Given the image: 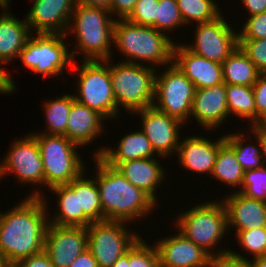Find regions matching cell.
<instances>
[{
  "mask_svg": "<svg viewBox=\"0 0 266 267\" xmlns=\"http://www.w3.org/2000/svg\"><path fill=\"white\" fill-rule=\"evenodd\" d=\"M36 190L7 212H0V256L9 267L44 251L49 212L45 192Z\"/></svg>",
  "mask_w": 266,
  "mask_h": 267,
  "instance_id": "1",
  "label": "cell"
},
{
  "mask_svg": "<svg viewBox=\"0 0 266 267\" xmlns=\"http://www.w3.org/2000/svg\"><path fill=\"white\" fill-rule=\"evenodd\" d=\"M94 157L97 171L94 179L100 192L102 221H124L130 224L151 214L157 203L142 189L127 181L115 167L108 165L99 156Z\"/></svg>",
  "mask_w": 266,
  "mask_h": 267,
  "instance_id": "2",
  "label": "cell"
},
{
  "mask_svg": "<svg viewBox=\"0 0 266 267\" xmlns=\"http://www.w3.org/2000/svg\"><path fill=\"white\" fill-rule=\"evenodd\" d=\"M166 33L151 26L137 25L126 19H117L113 28V46L126 56L125 63L150 66H168L172 63L175 42ZM152 64V65H151Z\"/></svg>",
  "mask_w": 266,
  "mask_h": 267,
  "instance_id": "3",
  "label": "cell"
},
{
  "mask_svg": "<svg viewBox=\"0 0 266 267\" xmlns=\"http://www.w3.org/2000/svg\"><path fill=\"white\" fill-rule=\"evenodd\" d=\"M115 20L106 9L77 3L66 32V36L72 32L76 36L77 51H71L73 59L77 53L84 56V61L113 59L111 45Z\"/></svg>",
  "mask_w": 266,
  "mask_h": 267,
  "instance_id": "4",
  "label": "cell"
},
{
  "mask_svg": "<svg viewBox=\"0 0 266 267\" xmlns=\"http://www.w3.org/2000/svg\"><path fill=\"white\" fill-rule=\"evenodd\" d=\"M176 220L175 226L178 228L176 231L201 247L211 257L229 254L230 249L221 247L217 250L219 248L217 245L229 231L227 211L222 200L200 203L185 212H180Z\"/></svg>",
  "mask_w": 266,
  "mask_h": 267,
  "instance_id": "5",
  "label": "cell"
},
{
  "mask_svg": "<svg viewBox=\"0 0 266 267\" xmlns=\"http://www.w3.org/2000/svg\"><path fill=\"white\" fill-rule=\"evenodd\" d=\"M105 61L110 65L112 90L118 111L123 107L128 113L133 114L153 105L155 74L158 69L147 63L113 64L111 59Z\"/></svg>",
  "mask_w": 266,
  "mask_h": 267,
  "instance_id": "6",
  "label": "cell"
},
{
  "mask_svg": "<svg viewBox=\"0 0 266 267\" xmlns=\"http://www.w3.org/2000/svg\"><path fill=\"white\" fill-rule=\"evenodd\" d=\"M39 145V151L44 163V187L51 188L60 184H69L78 178L85 169L79 145L64 135H47L31 133Z\"/></svg>",
  "mask_w": 266,
  "mask_h": 267,
  "instance_id": "7",
  "label": "cell"
},
{
  "mask_svg": "<svg viewBox=\"0 0 266 267\" xmlns=\"http://www.w3.org/2000/svg\"><path fill=\"white\" fill-rule=\"evenodd\" d=\"M81 62L80 67L73 63L70 69L79 75L78 88L76 87L78 91L77 94H73L74 99L89 109L97 111L105 119L117 118L120 111L112 90L110 65L105 60H82Z\"/></svg>",
  "mask_w": 266,
  "mask_h": 267,
  "instance_id": "8",
  "label": "cell"
},
{
  "mask_svg": "<svg viewBox=\"0 0 266 267\" xmlns=\"http://www.w3.org/2000/svg\"><path fill=\"white\" fill-rule=\"evenodd\" d=\"M67 38L68 36L61 33H35L28 38L18 59L34 73L46 75L48 78L56 77L74 63L71 51L65 44Z\"/></svg>",
  "mask_w": 266,
  "mask_h": 267,
  "instance_id": "9",
  "label": "cell"
},
{
  "mask_svg": "<svg viewBox=\"0 0 266 267\" xmlns=\"http://www.w3.org/2000/svg\"><path fill=\"white\" fill-rule=\"evenodd\" d=\"M155 74L153 106L182 124L190 121L194 84L172 62L161 74Z\"/></svg>",
  "mask_w": 266,
  "mask_h": 267,
  "instance_id": "10",
  "label": "cell"
},
{
  "mask_svg": "<svg viewBox=\"0 0 266 267\" xmlns=\"http://www.w3.org/2000/svg\"><path fill=\"white\" fill-rule=\"evenodd\" d=\"M127 222H92L87 229L88 250L97 260L99 267H111L141 237L129 231ZM128 228V229H127Z\"/></svg>",
  "mask_w": 266,
  "mask_h": 267,
  "instance_id": "11",
  "label": "cell"
},
{
  "mask_svg": "<svg viewBox=\"0 0 266 267\" xmlns=\"http://www.w3.org/2000/svg\"><path fill=\"white\" fill-rule=\"evenodd\" d=\"M224 18L221 14L213 21L196 24L194 42L184 46L200 57L222 64L239 46L238 32Z\"/></svg>",
  "mask_w": 266,
  "mask_h": 267,
  "instance_id": "12",
  "label": "cell"
},
{
  "mask_svg": "<svg viewBox=\"0 0 266 267\" xmlns=\"http://www.w3.org/2000/svg\"><path fill=\"white\" fill-rule=\"evenodd\" d=\"M10 146L0 163V180L2 176L14 173L21 184L44 185V163L36 138L30 133L15 139Z\"/></svg>",
  "mask_w": 266,
  "mask_h": 267,
  "instance_id": "13",
  "label": "cell"
},
{
  "mask_svg": "<svg viewBox=\"0 0 266 267\" xmlns=\"http://www.w3.org/2000/svg\"><path fill=\"white\" fill-rule=\"evenodd\" d=\"M137 114L142 117L141 130L150 141L157 156L169 158V156H174V153L177 154L180 143V127L183 124L153 105L136 111L132 115Z\"/></svg>",
  "mask_w": 266,
  "mask_h": 267,
  "instance_id": "14",
  "label": "cell"
},
{
  "mask_svg": "<svg viewBox=\"0 0 266 267\" xmlns=\"http://www.w3.org/2000/svg\"><path fill=\"white\" fill-rule=\"evenodd\" d=\"M87 247L86 227L58 226L49 223L44 252L54 267H69Z\"/></svg>",
  "mask_w": 266,
  "mask_h": 267,
  "instance_id": "15",
  "label": "cell"
},
{
  "mask_svg": "<svg viewBox=\"0 0 266 267\" xmlns=\"http://www.w3.org/2000/svg\"><path fill=\"white\" fill-rule=\"evenodd\" d=\"M76 4L77 0H34L26 15L31 32L66 35Z\"/></svg>",
  "mask_w": 266,
  "mask_h": 267,
  "instance_id": "16",
  "label": "cell"
},
{
  "mask_svg": "<svg viewBox=\"0 0 266 267\" xmlns=\"http://www.w3.org/2000/svg\"><path fill=\"white\" fill-rule=\"evenodd\" d=\"M160 240L154 244L159 255V267L208 266L211 256L179 231Z\"/></svg>",
  "mask_w": 266,
  "mask_h": 267,
  "instance_id": "17",
  "label": "cell"
},
{
  "mask_svg": "<svg viewBox=\"0 0 266 267\" xmlns=\"http://www.w3.org/2000/svg\"><path fill=\"white\" fill-rule=\"evenodd\" d=\"M172 62L194 84L195 89H204L223 83L222 64L200 57L184 44L174 45Z\"/></svg>",
  "mask_w": 266,
  "mask_h": 267,
  "instance_id": "18",
  "label": "cell"
},
{
  "mask_svg": "<svg viewBox=\"0 0 266 267\" xmlns=\"http://www.w3.org/2000/svg\"><path fill=\"white\" fill-rule=\"evenodd\" d=\"M197 124L208 130H215L227 121L229 116L226 84L195 90L191 116Z\"/></svg>",
  "mask_w": 266,
  "mask_h": 267,
  "instance_id": "19",
  "label": "cell"
},
{
  "mask_svg": "<svg viewBox=\"0 0 266 267\" xmlns=\"http://www.w3.org/2000/svg\"><path fill=\"white\" fill-rule=\"evenodd\" d=\"M225 141V135H222L217 141H211L207 137L198 135L183 138L177 152L179 165L189 172L209 173L211 176L218 150Z\"/></svg>",
  "mask_w": 266,
  "mask_h": 267,
  "instance_id": "20",
  "label": "cell"
},
{
  "mask_svg": "<svg viewBox=\"0 0 266 267\" xmlns=\"http://www.w3.org/2000/svg\"><path fill=\"white\" fill-rule=\"evenodd\" d=\"M222 201L227 211L228 230L230 227L235 231L266 227L265 201L246 197L236 190Z\"/></svg>",
  "mask_w": 266,
  "mask_h": 267,
  "instance_id": "21",
  "label": "cell"
},
{
  "mask_svg": "<svg viewBox=\"0 0 266 267\" xmlns=\"http://www.w3.org/2000/svg\"><path fill=\"white\" fill-rule=\"evenodd\" d=\"M103 120L105 118L102 115L79 103L72 94V106L64 136L80 147H85L95 141V137L106 132Z\"/></svg>",
  "mask_w": 266,
  "mask_h": 267,
  "instance_id": "22",
  "label": "cell"
},
{
  "mask_svg": "<svg viewBox=\"0 0 266 267\" xmlns=\"http://www.w3.org/2000/svg\"><path fill=\"white\" fill-rule=\"evenodd\" d=\"M116 169L133 186L142 189L156 203V190L166 178L165 168L160 165L157 158H141L120 163Z\"/></svg>",
  "mask_w": 266,
  "mask_h": 267,
  "instance_id": "23",
  "label": "cell"
},
{
  "mask_svg": "<svg viewBox=\"0 0 266 267\" xmlns=\"http://www.w3.org/2000/svg\"><path fill=\"white\" fill-rule=\"evenodd\" d=\"M155 151L144 132L133 131L120 139L116 148L103 146L95 151L94 156H99L104 162L112 167H117L125 161L141 158H156Z\"/></svg>",
  "mask_w": 266,
  "mask_h": 267,
  "instance_id": "24",
  "label": "cell"
},
{
  "mask_svg": "<svg viewBox=\"0 0 266 267\" xmlns=\"http://www.w3.org/2000/svg\"><path fill=\"white\" fill-rule=\"evenodd\" d=\"M31 35V30L25 20L14 17L7 9L0 15V66L9 65L18 58L20 51Z\"/></svg>",
  "mask_w": 266,
  "mask_h": 267,
  "instance_id": "25",
  "label": "cell"
},
{
  "mask_svg": "<svg viewBox=\"0 0 266 267\" xmlns=\"http://www.w3.org/2000/svg\"><path fill=\"white\" fill-rule=\"evenodd\" d=\"M49 189L57 196L58 203V211L49 217L50 224L87 227L92 223L83 211H79L78 194H75V190L69 184H60Z\"/></svg>",
  "mask_w": 266,
  "mask_h": 267,
  "instance_id": "26",
  "label": "cell"
},
{
  "mask_svg": "<svg viewBox=\"0 0 266 267\" xmlns=\"http://www.w3.org/2000/svg\"><path fill=\"white\" fill-rule=\"evenodd\" d=\"M225 84L253 86L261 74L238 46L222 63Z\"/></svg>",
  "mask_w": 266,
  "mask_h": 267,
  "instance_id": "27",
  "label": "cell"
},
{
  "mask_svg": "<svg viewBox=\"0 0 266 267\" xmlns=\"http://www.w3.org/2000/svg\"><path fill=\"white\" fill-rule=\"evenodd\" d=\"M254 135L256 145L251 141V136L248 134L250 143L245 142L243 137L246 133H227L225 134L226 142L235 150L236 160L240 163L244 171L253 170L259 167H262L263 159L261 154V145L259 141V128L255 125L250 127V130Z\"/></svg>",
  "mask_w": 266,
  "mask_h": 267,
  "instance_id": "28",
  "label": "cell"
},
{
  "mask_svg": "<svg viewBox=\"0 0 266 267\" xmlns=\"http://www.w3.org/2000/svg\"><path fill=\"white\" fill-rule=\"evenodd\" d=\"M85 173L72 180L69 185L75 190V194H78L79 211H83L92 222H102L99 188L96 180L86 178Z\"/></svg>",
  "mask_w": 266,
  "mask_h": 267,
  "instance_id": "29",
  "label": "cell"
},
{
  "mask_svg": "<svg viewBox=\"0 0 266 267\" xmlns=\"http://www.w3.org/2000/svg\"><path fill=\"white\" fill-rule=\"evenodd\" d=\"M244 172L242 166L236 160L235 150L225 141L218 150L211 177L220 180L226 186L240 187L237 189L238 191L241 190Z\"/></svg>",
  "mask_w": 266,
  "mask_h": 267,
  "instance_id": "30",
  "label": "cell"
},
{
  "mask_svg": "<svg viewBox=\"0 0 266 267\" xmlns=\"http://www.w3.org/2000/svg\"><path fill=\"white\" fill-rule=\"evenodd\" d=\"M229 115L248 119L249 126L256 125V105L252 86L226 84Z\"/></svg>",
  "mask_w": 266,
  "mask_h": 267,
  "instance_id": "31",
  "label": "cell"
},
{
  "mask_svg": "<svg viewBox=\"0 0 266 267\" xmlns=\"http://www.w3.org/2000/svg\"><path fill=\"white\" fill-rule=\"evenodd\" d=\"M43 103L47 128L42 133L64 135L72 106V93L64 94L62 97L58 96L56 99H50Z\"/></svg>",
  "mask_w": 266,
  "mask_h": 267,
  "instance_id": "32",
  "label": "cell"
},
{
  "mask_svg": "<svg viewBox=\"0 0 266 267\" xmlns=\"http://www.w3.org/2000/svg\"><path fill=\"white\" fill-rule=\"evenodd\" d=\"M184 25L215 20L222 12L215 0H176Z\"/></svg>",
  "mask_w": 266,
  "mask_h": 267,
  "instance_id": "33",
  "label": "cell"
},
{
  "mask_svg": "<svg viewBox=\"0 0 266 267\" xmlns=\"http://www.w3.org/2000/svg\"><path fill=\"white\" fill-rule=\"evenodd\" d=\"M184 26L176 0H158L155 29L168 33ZM167 31V32H166Z\"/></svg>",
  "mask_w": 266,
  "mask_h": 267,
  "instance_id": "34",
  "label": "cell"
},
{
  "mask_svg": "<svg viewBox=\"0 0 266 267\" xmlns=\"http://www.w3.org/2000/svg\"><path fill=\"white\" fill-rule=\"evenodd\" d=\"M238 191L246 197L266 202V166L245 171Z\"/></svg>",
  "mask_w": 266,
  "mask_h": 267,
  "instance_id": "35",
  "label": "cell"
},
{
  "mask_svg": "<svg viewBox=\"0 0 266 267\" xmlns=\"http://www.w3.org/2000/svg\"><path fill=\"white\" fill-rule=\"evenodd\" d=\"M237 243L255 257H262L266 251V227L236 231Z\"/></svg>",
  "mask_w": 266,
  "mask_h": 267,
  "instance_id": "36",
  "label": "cell"
},
{
  "mask_svg": "<svg viewBox=\"0 0 266 267\" xmlns=\"http://www.w3.org/2000/svg\"><path fill=\"white\" fill-rule=\"evenodd\" d=\"M145 243L141 237L129 249L130 267H159V255L155 245Z\"/></svg>",
  "mask_w": 266,
  "mask_h": 267,
  "instance_id": "37",
  "label": "cell"
},
{
  "mask_svg": "<svg viewBox=\"0 0 266 267\" xmlns=\"http://www.w3.org/2000/svg\"><path fill=\"white\" fill-rule=\"evenodd\" d=\"M239 47L255 64L261 74H266V39H239Z\"/></svg>",
  "mask_w": 266,
  "mask_h": 267,
  "instance_id": "38",
  "label": "cell"
},
{
  "mask_svg": "<svg viewBox=\"0 0 266 267\" xmlns=\"http://www.w3.org/2000/svg\"><path fill=\"white\" fill-rule=\"evenodd\" d=\"M157 5L158 0H138L126 20L137 25L155 28Z\"/></svg>",
  "mask_w": 266,
  "mask_h": 267,
  "instance_id": "39",
  "label": "cell"
},
{
  "mask_svg": "<svg viewBox=\"0 0 266 267\" xmlns=\"http://www.w3.org/2000/svg\"><path fill=\"white\" fill-rule=\"evenodd\" d=\"M238 38L266 39V12L249 16L242 30L238 32Z\"/></svg>",
  "mask_w": 266,
  "mask_h": 267,
  "instance_id": "40",
  "label": "cell"
},
{
  "mask_svg": "<svg viewBox=\"0 0 266 267\" xmlns=\"http://www.w3.org/2000/svg\"><path fill=\"white\" fill-rule=\"evenodd\" d=\"M253 94L256 105V124L266 113V74H260L253 84Z\"/></svg>",
  "mask_w": 266,
  "mask_h": 267,
  "instance_id": "41",
  "label": "cell"
},
{
  "mask_svg": "<svg viewBox=\"0 0 266 267\" xmlns=\"http://www.w3.org/2000/svg\"><path fill=\"white\" fill-rule=\"evenodd\" d=\"M11 267H54L49 256L43 251L39 254L19 260Z\"/></svg>",
  "mask_w": 266,
  "mask_h": 267,
  "instance_id": "42",
  "label": "cell"
},
{
  "mask_svg": "<svg viewBox=\"0 0 266 267\" xmlns=\"http://www.w3.org/2000/svg\"><path fill=\"white\" fill-rule=\"evenodd\" d=\"M138 0H111L110 14L117 15L118 19H126L134 9Z\"/></svg>",
  "mask_w": 266,
  "mask_h": 267,
  "instance_id": "43",
  "label": "cell"
},
{
  "mask_svg": "<svg viewBox=\"0 0 266 267\" xmlns=\"http://www.w3.org/2000/svg\"><path fill=\"white\" fill-rule=\"evenodd\" d=\"M207 267H249L247 260H239L229 254L221 257H211Z\"/></svg>",
  "mask_w": 266,
  "mask_h": 267,
  "instance_id": "44",
  "label": "cell"
},
{
  "mask_svg": "<svg viewBox=\"0 0 266 267\" xmlns=\"http://www.w3.org/2000/svg\"><path fill=\"white\" fill-rule=\"evenodd\" d=\"M69 267H99V265L97 260L87 248L72 262Z\"/></svg>",
  "mask_w": 266,
  "mask_h": 267,
  "instance_id": "45",
  "label": "cell"
},
{
  "mask_svg": "<svg viewBox=\"0 0 266 267\" xmlns=\"http://www.w3.org/2000/svg\"><path fill=\"white\" fill-rule=\"evenodd\" d=\"M0 67V94H11L16 91L15 81Z\"/></svg>",
  "mask_w": 266,
  "mask_h": 267,
  "instance_id": "46",
  "label": "cell"
},
{
  "mask_svg": "<svg viewBox=\"0 0 266 267\" xmlns=\"http://www.w3.org/2000/svg\"><path fill=\"white\" fill-rule=\"evenodd\" d=\"M249 16L266 12V0H241Z\"/></svg>",
  "mask_w": 266,
  "mask_h": 267,
  "instance_id": "47",
  "label": "cell"
},
{
  "mask_svg": "<svg viewBox=\"0 0 266 267\" xmlns=\"http://www.w3.org/2000/svg\"><path fill=\"white\" fill-rule=\"evenodd\" d=\"M229 255L233 258L239 259V260H247L249 267H266V257H255L252 260H249L245 256H242L239 254V252L233 251L230 249Z\"/></svg>",
  "mask_w": 266,
  "mask_h": 267,
  "instance_id": "48",
  "label": "cell"
},
{
  "mask_svg": "<svg viewBox=\"0 0 266 267\" xmlns=\"http://www.w3.org/2000/svg\"><path fill=\"white\" fill-rule=\"evenodd\" d=\"M77 3H81L89 7H99L110 11L111 0H77Z\"/></svg>",
  "mask_w": 266,
  "mask_h": 267,
  "instance_id": "49",
  "label": "cell"
},
{
  "mask_svg": "<svg viewBox=\"0 0 266 267\" xmlns=\"http://www.w3.org/2000/svg\"><path fill=\"white\" fill-rule=\"evenodd\" d=\"M259 141L261 145L263 164L266 166V130L259 128Z\"/></svg>",
  "mask_w": 266,
  "mask_h": 267,
  "instance_id": "50",
  "label": "cell"
},
{
  "mask_svg": "<svg viewBox=\"0 0 266 267\" xmlns=\"http://www.w3.org/2000/svg\"><path fill=\"white\" fill-rule=\"evenodd\" d=\"M111 267H130L129 265V250L121 256Z\"/></svg>",
  "mask_w": 266,
  "mask_h": 267,
  "instance_id": "51",
  "label": "cell"
},
{
  "mask_svg": "<svg viewBox=\"0 0 266 267\" xmlns=\"http://www.w3.org/2000/svg\"><path fill=\"white\" fill-rule=\"evenodd\" d=\"M257 128L266 130V113L260 118V120L255 125Z\"/></svg>",
  "mask_w": 266,
  "mask_h": 267,
  "instance_id": "52",
  "label": "cell"
},
{
  "mask_svg": "<svg viewBox=\"0 0 266 267\" xmlns=\"http://www.w3.org/2000/svg\"><path fill=\"white\" fill-rule=\"evenodd\" d=\"M11 0H0V7L2 8V9H9L10 7H9V2H10Z\"/></svg>",
  "mask_w": 266,
  "mask_h": 267,
  "instance_id": "53",
  "label": "cell"
},
{
  "mask_svg": "<svg viewBox=\"0 0 266 267\" xmlns=\"http://www.w3.org/2000/svg\"><path fill=\"white\" fill-rule=\"evenodd\" d=\"M0 267H9L1 256H0Z\"/></svg>",
  "mask_w": 266,
  "mask_h": 267,
  "instance_id": "54",
  "label": "cell"
}]
</instances>
